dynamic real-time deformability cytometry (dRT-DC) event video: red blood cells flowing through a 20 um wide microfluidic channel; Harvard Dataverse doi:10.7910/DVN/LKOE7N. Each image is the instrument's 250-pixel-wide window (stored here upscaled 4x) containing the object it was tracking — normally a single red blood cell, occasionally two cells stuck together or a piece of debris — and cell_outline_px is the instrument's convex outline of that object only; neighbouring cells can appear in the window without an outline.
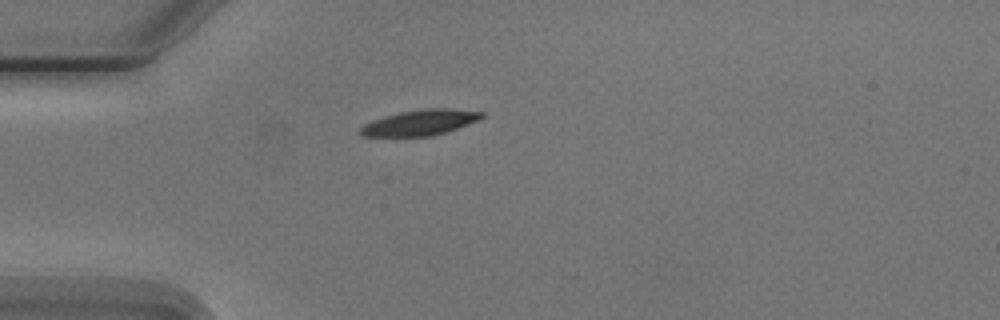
{"species": "Egyptian fruit bat (a non-hibernating species)", "species_latin": "Rousettus aegyptiacus", "temperature_condition": "cold", "stored_images_in_passage": 2, "camera_frame_rate_fps": 3000, "um_per_image_px": 0.085, "animal": {"sex": "male"}, "frame": {"image": 1, "passage_image": 1, "time_ms": 0.0, "image_size_px": [1000, 320], "cell_outline_px": [[484, 116], [480, 120], [432, 136], [360, 136], [356, 132], [364, 124], [372, 120], [384, 116], [400, 112], [424, 108], [448, 108], [484, 112]], "centroid_in_image_um": [35.68, 10.41], "position_along_channel_um": 49.3, "area_um2": 18.15}}